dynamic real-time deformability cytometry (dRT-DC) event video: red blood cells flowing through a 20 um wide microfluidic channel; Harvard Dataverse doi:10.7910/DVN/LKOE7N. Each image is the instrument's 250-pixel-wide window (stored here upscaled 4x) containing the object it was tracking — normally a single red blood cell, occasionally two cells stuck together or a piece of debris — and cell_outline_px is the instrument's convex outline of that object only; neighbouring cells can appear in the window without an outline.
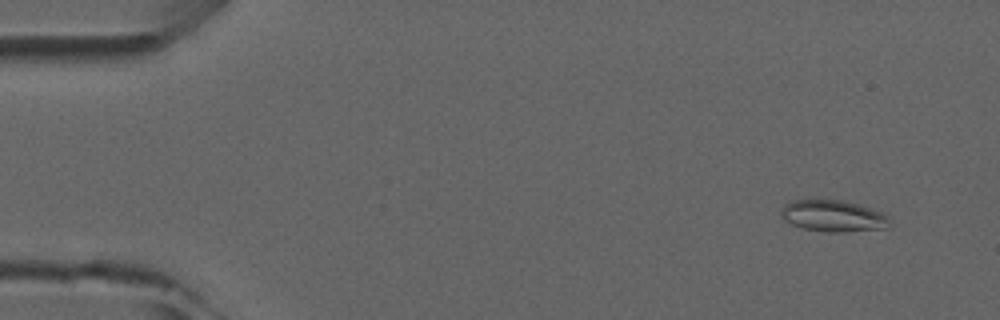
{"species": "common noctule bat (a hibernating species)", "species_latin": "Nyctalus noctula", "temperature_condition": "room temperature", "stored_images_in_passage": 3, "camera_frame_rate_fps": 3000, "um_per_image_px": 0.085, "animal": {"sex": "male", "forearm_length_mm": 52.5}, "frame": {"image": 1, "passage_image": 1, "time_ms": 0.0, "image_size_px": [1000, 320], "cell_outline_px": [[892, 220], [884, 228], [844, 232], [828, 232], [800, 228], [784, 220], [780, 216], [780, 212], [784, 204], [792, 200], [840, 200], [860, 204], [884, 212]], "centroid_in_image_um": [70.82, 18.35], "position_along_channel_um": 14.2, "area_um2": 20.17}}